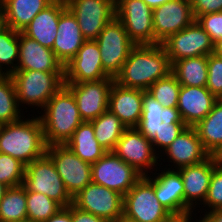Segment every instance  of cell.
I'll return each instance as SVG.
<instances>
[{
  "label": "cell",
  "instance_id": "1",
  "mask_svg": "<svg viewBox=\"0 0 222 222\" xmlns=\"http://www.w3.org/2000/svg\"><path fill=\"white\" fill-rule=\"evenodd\" d=\"M169 73L171 64L162 44L136 45L114 81L125 88L147 91L152 84Z\"/></svg>",
  "mask_w": 222,
  "mask_h": 222
},
{
  "label": "cell",
  "instance_id": "2",
  "mask_svg": "<svg viewBox=\"0 0 222 222\" xmlns=\"http://www.w3.org/2000/svg\"><path fill=\"white\" fill-rule=\"evenodd\" d=\"M39 116L46 146L66 144L83 120L73 93L64 85L41 109Z\"/></svg>",
  "mask_w": 222,
  "mask_h": 222
},
{
  "label": "cell",
  "instance_id": "3",
  "mask_svg": "<svg viewBox=\"0 0 222 222\" xmlns=\"http://www.w3.org/2000/svg\"><path fill=\"white\" fill-rule=\"evenodd\" d=\"M24 120L0 125V153L27 165L42 157L47 146L39 117Z\"/></svg>",
  "mask_w": 222,
  "mask_h": 222
},
{
  "label": "cell",
  "instance_id": "4",
  "mask_svg": "<svg viewBox=\"0 0 222 222\" xmlns=\"http://www.w3.org/2000/svg\"><path fill=\"white\" fill-rule=\"evenodd\" d=\"M123 218L132 222H174L177 220L156 198L154 179L142 176L124 195Z\"/></svg>",
  "mask_w": 222,
  "mask_h": 222
},
{
  "label": "cell",
  "instance_id": "5",
  "mask_svg": "<svg viewBox=\"0 0 222 222\" xmlns=\"http://www.w3.org/2000/svg\"><path fill=\"white\" fill-rule=\"evenodd\" d=\"M10 76L20 106L26 104L43 109L50 98L65 85L64 72L16 70Z\"/></svg>",
  "mask_w": 222,
  "mask_h": 222
},
{
  "label": "cell",
  "instance_id": "6",
  "mask_svg": "<svg viewBox=\"0 0 222 222\" xmlns=\"http://www.w3.org/2000/svg\"><path fill=\"white\" fill-rule=\"evenodd\" d=\"M23 186L26 192L42 193L57 202L62 208L73 203L51 158L45 153L26 165Z\"/></svg>",
  "mask_w": 222,
  "mask_h": 222
},
{
  "label": "cell",
  "instance_id": "7",
  "mask_svg": "<svg viewBox=\"0 0 222 222\" xmlns=\"http://www.w3.org/2000/svg\"><path fill=\"white\" fill-rule=\"evenodd\" d=\"M95 41L100 49L103 70L115 78L136 45L129 39L124 25L116 17L104 27Z\"/></svg>",
  "mask_w": 222,
  "mask_h": 222
},
{
  "label": "cell",
  "instance_id": "8",
  "mask_svg": "<svg viewBox=\"0 0 222 222\" xmlns=\"http://www.w3.org/2000/svg\"><path fill=\"white\" fill-rule=\"evenodd\" d=\"M65 188L73 198L92 182L91 163L81 160L66 144L46 147Z\"/></svg>",
  "mask_w": 222,
  "mask_h": 222
},
{
  "label": "cell",
  "instance_id": "9",
  "mask_svg": "<svg viewBox=\"0 0 222 222\" xmlns=\"http://www.w3.org/2000/svg\"><path fill=\"white\" fill-rule=\"evenodd\" d=\"M116 18L135 45H155L153 10L142 0H119Z\"/></svg>",
  "mask_w": 222,
  "mask_h": 222
},
{
  "label": "cell",
  "instance_id": "10",
  "mask_svg": "<svg viewBox=\"0 0 222 222\" xmlns=\"http://www.w3.org/2000/svg\"><path fill=\"white\" fill-rule=\"evenodd\" d=\"M170 64L183 58L208 56L214 53V42L195 20L183 30L170 35L161 43Z\"/></svg>",
  "mask_w": 222,
  "mask_h": 222
},
{
  "label": "cell",
  "instance_id": "11",
  "mask_svg": "<svg viewBox=\"0 0 222 222\" xmlns=\"http://www.w3.org/2000/svg\"><path fill=\"white\" fill-rule=\"evenodd\" d=\"M124 196L105 186L90 182L76 196L73 205L95 216L117 222L123 218Z\"/></svg>",
  "mask_w": 222,
  "mask_h": 222
},
{
  "label": "cell",
  "instance_id": "12",
  "mask_svg": "<svg viewBox=\"0 0 222 222\" xmlns=\"http://www.w3.org/2000/svg\"><path fill=\"white\" fill-rule=\"evenodd\" d=\"M92 182L125 195L142 177L114 152L108 151L91 166Z\"/></svg>",
  "mask_w": 222,
  "mask_h": 222
},
{
  "label": "cell",
  "instance_id": "13",
  "mask_svg": "<svg viewBox=\"0 0 222 222\" xmlns=\"http://www.w3.org/2000/svg\"><path fill=\"white\" fill-rule=\"evenodd\" d=\"M112 152L142 176H146L149 172L147 169H153L160 161L158 160L159 153H155L152 142L136 127L124 130Z\"/></svg>",
  "mask_w": 222,
  "mask_h": 222
},
{
  "label": "cell",
  "instance_id": "14",
  "mask_svg": "<svg viewBox=\"0 0 222 222\" xmlns=\"http://www.w3.org/2000/svg\"><path fill=\"white\" fill-rule=\"evenodd\" d=\"M113 77L98 81L65 83L73 93L83 122H91L108 110L109 94L114 83Z\"/></svg>",
  "mask_w": 222,
  "mask_h": 222
},
{
  "label": "cell",
  "instance_id": "15",
  "mask_svg": "<svg viewBox=\"0 0 222 222\" xmlns=\"http://www.w3.org/2000/svg\"><path fill=\"white\" fill-rule=\"evenodd\" d=\"M77 18L85 40H96L104 27L116 16L111 0H65Z\"/></svg>",
  "mask_w": 222,
  "mask_h": 222
},
{
  "label": "cell",
  "instance_id": "16",
  "mask_svg": "<svg viewBox=\"0 0 222 222\" xmlns=\"http://www.w3.org/2000/svg\"><path fill=\"white\" fill-rule=\"evenodd\" d=\"M191 0H171L153 10L155 44H161L195 21Z\"/></svg>",
  "mask_w": 222,
  "mask_h": 222
},
{
  "label": "cell",
  "instance_id": "17",
  "mask_svg": "<svg viewBox=\"0 0 222 222\" xmlns=\"http://www.w3.org/2000/svg\"><path fill=\"white\" fill-rule=\"evenodd\" d=\"M108 77L103 70L100 49L95 40H86L77 54L64 65V83L98 81Z\"/></svg>",
  "mask_w": 222,
  "mask_h": 222
},
{
  "label": "cell",
  "instance_id": "18",
  "mask_svg": "<svg viewBox=\"0 0 222 222\" xmlns=\"http://www.w3.org/2000/svg\"><path fill=\"white\" fill-rule=\"evenodd\" d=\"M166 169L153 177L156 198L177 220L190 219L195 208L191 209L184 202L182 176L174 168Z\"/></svg>",
  "mask_w": 222,
  "mask_h": 222
},
{
  "label": "cell",
  "instance_id": "19",
  "mask_svg": "<svg viewBox=\"0 0 222 222\" xmlns=\"http://www.w3.org/2000/svg\"><path fill=\"white\" fill-rule=\"evenodd\" d=\"M16 70L64 72V65L52 49L19 32V59Z\"/></svg>",
  "mask_w": 222,
  "mask_h": 222
},
{
  "label": "cell",
  "instance_id": "20",
  "mask_svg": "<svg viewBox=\"0 0 222 222\" xmlns=\"http://www.w3.org/2000/svg\"><path fill=\"white\" fill-rule=\"evenodd\" d=\"M219 163L210 155L205 161L178 169L184 185V202L192 209L204 202L213 169ZM195 201V202H194ZM198 201V202H197Z\"/></svg>",
  "mask_w": 222,
  "mask_h": 222
},
{
  "label": "cell",
  "instance_id": "21",
  "mask_svg": "<svg viewBox=\"0 0 222 222\" xmlns=\"http://www.w3.org/2000/svg\"><path fill=\"white\" fill-rule=\"evenodd\" d=\"M144 90L125 88L113 83L108 110L115 114L127 127H137L142 116Z\"/></svg>",
  "mask_w": 222,
  "mask_h": 222
},
{
  "label": "cell",
  "instance_id": "22",
  "mask_svg": "<svg viewBox=\"0 0 222 222\" xmlns=\"http://www.w3.org/2000/svg\"><path fill=\"white\" fill-rule=\"evenodd\" d=\"M217 100L207 87L181 86L177 109L182 121L194 127L212 110Z\"/></svg>",
  "mask_w": 222,
  "mask_h": 222
},
{
  "label": "cell",
  "instance_id": "23",
  "mask_svg": "<svg viewBox=\"0 0 222 222\" xmlns=\"http://www.w3.org/2000/svg\"><path fill=\"white\" fill-rule=\"evenodd\" d=\"M163 154L167 155V159L170 160L168 162L175 163V170L201 163L210 156L204 149L195 128L189 126L163 151Z\"/></svg>",
  "mask_w": 222,
  "mask_h": 222
},
{
  "label": "cell",
  "instance_id": "24",
  "mask_svg": "<svg viewBox=\"0 0 222 222\" xmlns=\"http://www.w3.org/2000/svg\"><path fill=\"white\" fill-rule=\"evenodd\" d=\"M56 34L52 50L65 65L77 54L86 41L81 33L77 18L68 7L60 14Z\"/></svg>",
  "mask_w": 222,
  "mask_h": 222
},
{
  "label": "cell",
  "instance_id": "25",
  "mask_svg": "<svg viewBox=\"0 0 222 222\" xmlns=\"http://www.w3.org/2000/svg\"><path fill=\"white\" fill-rule=\"evenodd\" d=\"M67 8L65 0H54L21 31L42 46L53 48L60 14Z\"/></svg>",
  "mask_w": 222,
  "mask_h": 222
},
{
  "label": "cell",
  "instance_id": "26",
  "mask_svg": "<svg viewBox=\"0 0 222 222\" xmlns=\"http://www.w3.org/2000/svg\"><path fill=\"white\" fill-rule=\"evenodd\" d=\"M161 123L185 124L177 107L164 108L151 94L145 91L143 93L142 116L136 128L152 142Z\"/></svg>",
  "mask_w": 222,
  "mask_h": 222
},
{
  "label": "cell",
  "instance_id": "27",
  "mask_svg": "<svg viewBox=\"0 0 222 222\" xmlns=\"http://www.w3.org/2000/svg\"><path fill=\"white\" fill-rule=\"evenodd\" d=\"M5 10L6 26L21 32L33 18L54 0H0Z\"/></svg>",
  "mask_w": 222,
  "mask_h": 222
},
{
  "label": "cell",
  "instance_id": "28",
  "mask_svg": "<svg viewBox=\"0 0 222 222\" xmlns=\"http://www.w3.org/2000/svg\"><path fill=\"white\" fill-rule=\"evenodd\" d=\"M66 145L81 160L91 164L97 162L108 152L96 140L94 129L90 122L81 123L66 142Z\"/></svg>",
  "mask_w": 222,
  "mask_h": 222
},
{
  "label": "cell",
  "instance_id": "29",
  "mask_svg": "<svg viewBox=\"0 0 222 222\" xmlns=\"http://www.w3.org/2000/svg\"><path fill=\"white\" fill-rule=\"evenodd\" d=\"M204 149L213 155L222 146V99H218L212 110L195 126Z\"/></svg>",
  "mask_w": 222,
  "mask_h": 222
},
{
  "label": "cell",
  "instance_id": "30",
  "mask_svg": "<svg viewBox=\"0 0 222 222\" xmlns=\"http://www.w3.org/2000/svg\"><path fill=\"white\" fill-rule=\"evenodd\" d=\"M171 73L181 86L206 87L207 56L183 58L171 65Z\"/></svg>",
  "mask_w": 222,
  "mask_h": 222
},
{
  "label": "cell",
  "instance_id": "31",
  "mask_svg": "<svg viewBox=\"0 0 222 222\" xmlns=\"http://www.w3.org/2000/svg\"><path fill=\"white\" fill-rule=\"evenodd\" d=\"M93 126L96 140L106 150L113 151L117 142L127 128L120 119L106 110L98 118L90 122Z\"/></svg>",
  "mask_w": 222,
  "mask_h": 222
},
{
  "label": "cell",
  "instance_id": "32",
  "mask_svg": "<svg viewBox=\"0 0 222 222\" xmlns=\"http://www.w3.org/2000/svg\"><path fill=\"white\" fill-rule=\"evenodd\" d=\"M27 220L26 188L9 187L0 200V222Z\"/></svg>",
  "mask_w": 222,
  "mask_h": 222
},
{
  "label": "cell",
  "instance_id": "33",
  "mask_svg": "<svg viewBox=\"0 0 222 222\" xmlns=\"http://www.w3.org/2000/svg\"><path fill=\"white\" fill-rule=\"evenodd\" d=\"M18 59L19 31L6 26L0 31V75H11L14 73L17 69ZM2 66L8 67L3 68Z\"/></svg>",
  "mask_w": 222,
  "mask_h": 222
},
{
  "label": "cell",
  "instance_id": "34",
  "mask_svg": "<svg viewBox=\"0 0 222 222\" xmlns=\"http://www.w3.org/2000/svg\"><path fill=\"white\" fill-rule=\"evenodd\" d=\"M14 82L10 75H0V125L19 121L21 117Z\"/></svg>",
  "mask_w": 222,
  "mask_h": 222
},
{
  "label": "cell",
  "instance_id": "35",
  "mask_svg": "<svg viewBox=\"0 0 222 222\" xmlns=\"http://www.w3.org/2000/svg\"><path fill=\"white\" fill-rule=\"evenodd\" d=\"M27 219L31 222H45L62 207L42 193L26 192Z\"/></svg>",
  "mask_w": 222,
  "mask_h": 222
},
{
  "label": "cell",
  "instance_id": "36",
  "mask_svg": "<svg viewBox=\"0 0 222 222\" xmlns=\"http://www.w3.org/2000/svg\"><path fill=\"white\" fill-rule=\"evenodd\" d=\"M181 85L176 77L169 73L165 78L157 80L147 92L164 108L177 107Z\"/></svg>",
  "mask_w": 222,
  "mask_h": 222
},
{
  "label": "cell",
  "instance_id": "37",
  "mask_svg": "<svg viewBox=\"0 0 222 222\" xmlns=\"http://www.w3.org/2000/svg\"><path fill=\"white\" fill-rule=\"evenodd\" d=\"M26 165L8 154L0 153V182L8 187L23 185Z\"/></svg>",
  "mask_w": 222,
  "mask_h": 222
},
{
  "label": "cell",
  "instance_id": "38",
  "mask_svg": "<svg viewBox=\"0 0 222 222\" xmlns=\"http://www.w3.org/2000/svg\"><path fill=\"white\" fill-rule=\"evenodd\" d=\"M207 67L206 87L217 99H222V57L211 53L207 56Z\"/></svg>",
  "mask_w": 222,
  "mask_h": 222
},
{
  "label": "cell",
  "instance_id": "39",
  "mask_svg": "<svg viewBox=\"0 0 222 222\" xmlns=\"http://www.w3.org/2000/svg\"><path fill=\"white\" fill-rule=\"evenodd\" d=\"M209 207V211L222 209V164H218L213 169L210 185L204 202Z\"/></svg>",
  "mask_w": 222,
  "mask_h": 222
},
{
  "label": "cell",
  "instance_id": "40",
  "mask_svg": "<svg viewBox=\"0 0 222 222\" xmlns=\"http://www.w3.org/2000/svg\"><path fill=\"white\" fill-rule=\"evenodd\" d=\"M186 127V124L161 123V126H159V128L157 129L155 139L152 141V146L155 153L157 154V149L160 152H162L163 150L165 151L170 146V144L184 131Z\"/></svg>",
  "mask_w": 222,
  "mask_h": 222
},
{
  "label": "cell",
  "instance_id": "41",
  "mask_svg": "<svg viewBox=\"0 0 222 222\" xmlns=\"http://www.w3.org/2000/svg\"><path fill=\"white\" fill-rule=\"evenodd\" d=\"M196 20L214 43L222 38V11L201 15Z\"/></svg>",
  "mask_w": 222,
  "mask_h": 222
},
{
  "label": "cell",
  "instance_id": "42",
  "mask_svg": "<svg viewBox=\"0 0 222 222\" xmlns=\"http://www.w3.org/2000/svg\"><path fill=\"white\" fill-rule=\"evenodd\" d=\"M191 6L195 19L201 15L221 12L222 0H191Z\"/></svg>",
  "mask_w": 222,
  "mask_h": 222
},
{
  "label": "cell",
  "instance_id": "43",
  "mask_svg": "<svg viewBox=\"0 0 222 222\" xmlns=\"http://www.w3.org/2000/svg\"><path fill=\"white\" fill-rule=\"evenodd\" d=\"M72 222H110L107 219L78 209L72 204Z\"/></svg>",
  "mask_w": 222,
  "mask_h": 222
},
{
  "label": "cell",
  "instance_id": "44",
  "mask_svg": "<svg viewBox=\"0 0 222 222\" xmlns=\"http://www.w3.org/2000/svg\"><path fill=\"white\" fill-rule=\"evenodd\" d=\"M45 222H72V204L66 208H61Z\"/></svg>",
  "mask_w": 222,
  "mask_h": 222
},
{
  "label": "cell",
  "instance_id": "45",
  "mask_svg": "<svg viewBox=\"0 0 222 222\" xmlns=\"http://www.w3.org/2000/svg\"><path fill=\"white\" fill-rule=\"evenodd\" d=\"M200 218L199 222H222V209L206 211L203 218Z\"/></svg>",
  "mask_w": 222,
  "mask_h": 222
},
{
  "label": "cell",
  "instance_id": "46",
  "mask_svg": "<svg viewBox=\"0 0 222 222\" xmlns=\"http://www.w3.org/2000/svg\"><path fill=\"white\" fill-rule=\"evenodd\" d=\"M142 1H144L152 10H154L158 6H161L164 3L169 2L171 0H142Z\"/></svg>",
  "mask_w": 222,
  "mask_h": 222
},
{
  "label": "cell",
  "instance_id": "47",
  "mask_svg": "<svg viewBox=\"0 0 222 222\" xmlns=\"http://www.w3.org/2000/svg\"><path fill=\"white\" fill-rule=\"evenodd\" d=\"M6 27L5 23V10L2 5V2L0 1V31Z\"/></svg>",
  "mask_w": 222,
  "mask_h": 222
},
{
  "label": "cell",
  "instance_id": "48",
  "mask_svg": "<svg viewBox=\"0 0 222 222\" xmlns=\"http://www.w3.org/2000/svg\"><path fill=\"white\" fill-rule=\"evenodd\" d=\"M214 53L222 57V38L214 43Z\"/></svg>",
  "mask_w": 222,
  "mask_h": 222
},
{
  "label": "cell",
  "instance_id": "49",
  "mask_svg": "<svg viewBox=\"0 0 222 222\" xmlns=\"http://www.w3.org/2000/svg\"><path fill=\"white\" fill-rule=\"evenodd\" d=\"M212 157L220 164H222V146L212 155Z\"/></svg>",
  "mask_w": 222,
  "mask_h": 222
},
{
  "label": "cell",
  "instance_id": "50",
  "mask_svg": "<svg viewBox=\"0 0 222 222\" xmlns=\"http://www.w3.org/2000/svg\"><path fill=\"white\" fill-rule=\"evenodd\" d=\"M9 187L0 182V200L3 198L5 192Z\"/></svg>",
  "mask_w": 222,
  "mask_h": 222
},
{
  "label": "cell",
  "instance_id": "51",
  "mask_svg": "<svg viewBox=\"0 0 222 222\" xmlns=\"http://www.w3.org/2000/svg\"><path fill=\"white\" fill-rule=\"evenodd\" d=\"M117 222H132V221L126 220V219H124V218H121V219L118 220Z\"/></svg>",
  "mask_w": 222,
  "mask_h": 222
},
{
  "label": "cell",
  "instance_id": "52",
  "mask_svg": "<svg viewBox=\"0 0 222 222\" xmlns=\"http://www.w3.org/2000/svg\"><path fill=\"white\" fill-rule=\"evenodd\" d=\"M193 219V217L192 218H188V219H185V220H182V222H191V220ZM190 220V221H189Z\"/></svg>",
  "mask_w": 222,
  "mask_h": 222
},
{
  "label": "cell",
  "instance_id": "53",
  "mask_svg": "<svg viewBox=\"0 0 222 222\" xmlns=\"http://www.w3.org/2000/svg\"><path fill=\"white\" fill-rule=\"evenodd\" d=\"M16 222H31L30 220L16 221Z\"/></svg>",
  "mask_w": 222,
  "mask_h": 222
},
{
  "label": "cell",
  "instance_id": "54",
  "mask_svg": "<svg viewBox=\"0 0 222 222\" xmlns=\"http://www.w3.org/2000/svg\"><path fill=\"white\" fill-rule=\"evenodd\" d=\"M114 4H116L119 0H111Z\"/></svg>",
  "mask_w": 222,
  "mask_h": 222
}]
</instances>
